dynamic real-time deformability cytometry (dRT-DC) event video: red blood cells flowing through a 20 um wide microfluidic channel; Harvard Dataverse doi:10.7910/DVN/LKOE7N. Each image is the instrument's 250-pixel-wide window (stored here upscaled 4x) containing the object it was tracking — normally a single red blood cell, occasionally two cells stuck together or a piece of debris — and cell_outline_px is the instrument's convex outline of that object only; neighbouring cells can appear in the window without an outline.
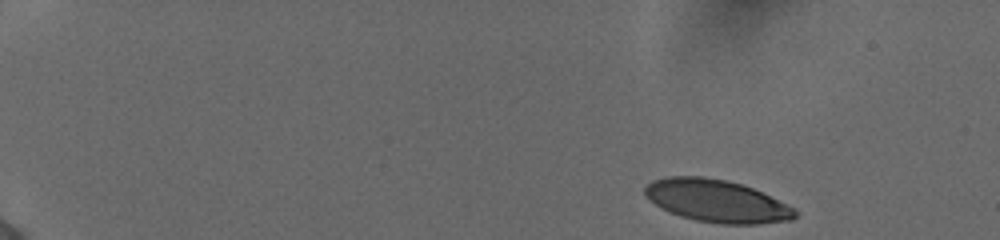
{"species": "human", "species_latin": "Homo sapiens", "temperature_condition": "cold", "stored_images_in_passage": 49, "camera_frame_rate_fps": 3000, "um_per_image_px": 0.085, "donor": {"sex": "female"}, "frame": {"image": 1, "passage_image": 1, "time_ms": 0.0, "image_size_px": [1000, 240], "cell_outline_px": [[800, 212], [792, 220], [760, 224], [720, 224], [696, 220], [680, 216], [648, 200], [644, 196], [644, 188], [652, 180], [668, 176], [704, 176], [724, 180], [740, 184], [752, 188], [796, 208]], "centroid_in_image_um": [60.94, 17.09], "position_along_channel_um": 24.1, "area_um2": 37.17}}
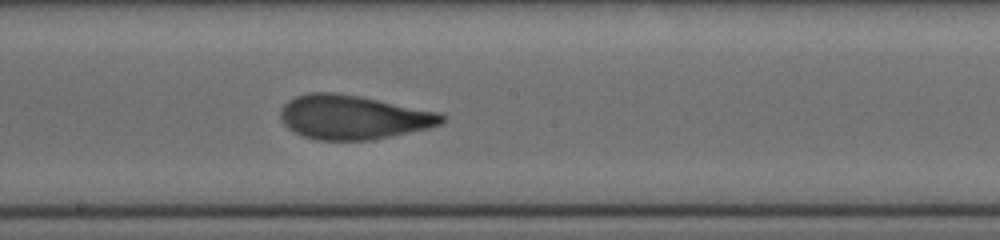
{"frame": {"image": 2, "passage_image": 27, "time_ms": 8.667, "image_size_px": [1000, 240], "cell_outline_px": [[448, 116], [440, 124], [428, 128], [372, 140], [316, 140], [292, 132], [280, 120], [280, 112], [284, 104], [288, 100], [296, 96], [308, 92], [336, 92], [360, 96], [440, 112]], "centroid_in_image_um": [30.0, 9.96], "position_along_channel_um": 218.2, "area_um2": 41.73}}
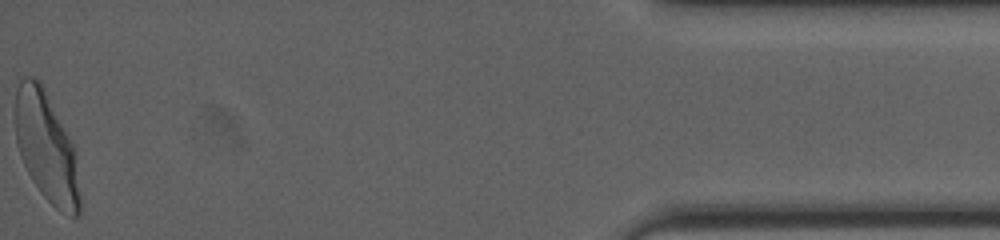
{"frame": {"image": 3, "passage_image": 49, "time_ms": 16.0, "image_size_px": [1000, 240], "cell_outline_px": [[80, 212], [76, 216], [72, 216], [60, 212], [40, 192], [32, 180], [20, 156], [16, 140], [12, 116], [16, 88], [20, 80], [24, 76], [32, 76], [40, 80], [76, 152], [80, 196]], "centroid_in_image_um": [3.9, 12.47], "position_along_channel_um": 431.3, "area_um2": 41.73}, "authors_computed_cell_mechanics": {"area_um2": 40.3444, "velocity_mm_per_s": 3.8775, "shape_relaxation_time_tau1_ms": 4.0739, "shape_relaxation_time_tau2_ms": 1.0024, "deformation_change_tau1": 0.1896, "deformation_change_tau2": 0.0828}}